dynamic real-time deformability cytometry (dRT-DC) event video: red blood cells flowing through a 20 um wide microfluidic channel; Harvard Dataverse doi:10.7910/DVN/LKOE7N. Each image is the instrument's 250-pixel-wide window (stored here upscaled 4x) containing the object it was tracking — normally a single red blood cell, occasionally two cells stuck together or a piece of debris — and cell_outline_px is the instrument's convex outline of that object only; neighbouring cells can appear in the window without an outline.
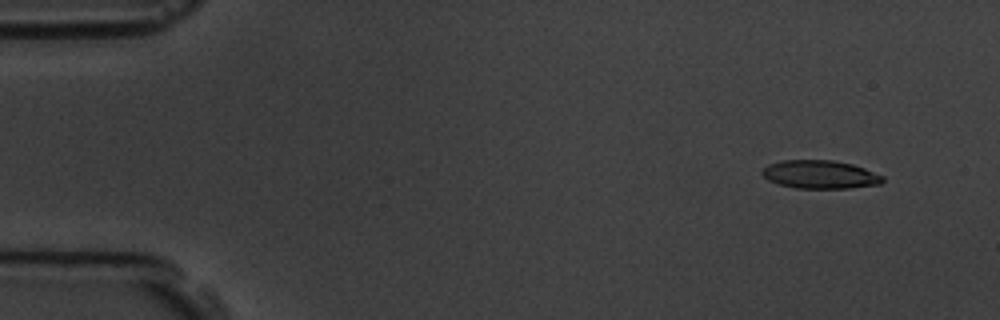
{"species": "common noctule bat (a hibernating species)", "species_latin": "Nyctalus noctula", "temperature_condition": "room temperature", "stored_images_in_passage": 8, "camera_frame_rate_fps": 3000, "um_per_image_px": 0.085, "animal": {"sex": "male", "body_mass_g": 19.5, "forearm_length_mm": 54.6}, "frame": {"image": 1, "passage_image": 2, "time_ms": 1.0, "image_size_px": [1000, 320], "cell_outline_px": [[884, 180], [880, 184], [848, 188], [796, 188], [780, 184], [768, 180], [760, 172], [768, 164], [784, 160], [832, 160], [852, 164], [864, 168], [884, 176]], "centroid_in_image_um": [69.71, 14.83], "position_along_channel_um": 15.3, "area_um2": 19.77}}
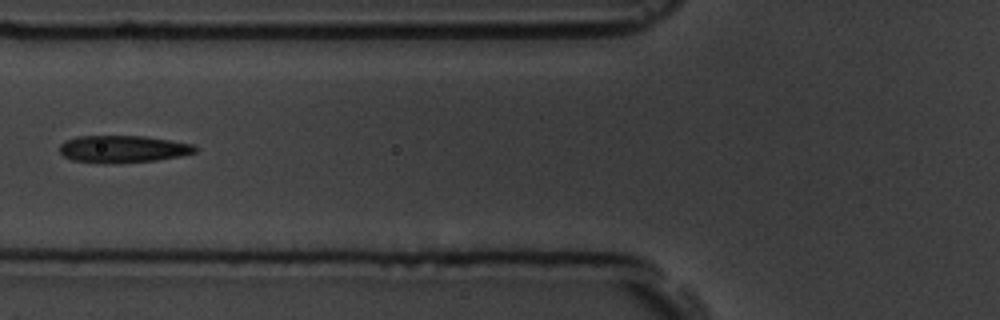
{"frame": {"image": 2, "passage_image": 7, "time_ms": 6.667, "image_size_px": [1000, 320], "cell_outline_px": [[196, 152], [180, 156], [156, 160], [116, 164], [104, 164], [72, 160], [64, 156], [60, 152], [60, 144], [64, 140], [76, 136], [144, 136], [192, 144], [196, 148]], "centroid_in_image_um": [10.39, 12.68], "position_along_channel_um": 115.4, "area_um2": 21.62}}
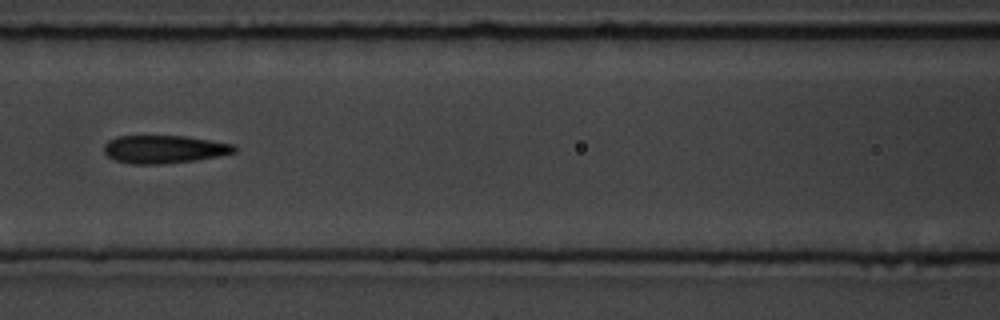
{"frame": {"image": 3, "passage_image": 8, "time_ms": 7.667, "image_size_px": [1000, 320], "cell_outline_px": [[236, 152], [220, 156], [196, 160], [160, 164], [132, 164], [116, 160], [108, 156], [104, 152], [104, 144], [108, 140], [116, 136], [184, 136], [232, 144], [236, 148]], "centroid_in_image_um": [13.93, 12.69], "position_along_channel_um": 152.7, "area_um2": 21.15}}